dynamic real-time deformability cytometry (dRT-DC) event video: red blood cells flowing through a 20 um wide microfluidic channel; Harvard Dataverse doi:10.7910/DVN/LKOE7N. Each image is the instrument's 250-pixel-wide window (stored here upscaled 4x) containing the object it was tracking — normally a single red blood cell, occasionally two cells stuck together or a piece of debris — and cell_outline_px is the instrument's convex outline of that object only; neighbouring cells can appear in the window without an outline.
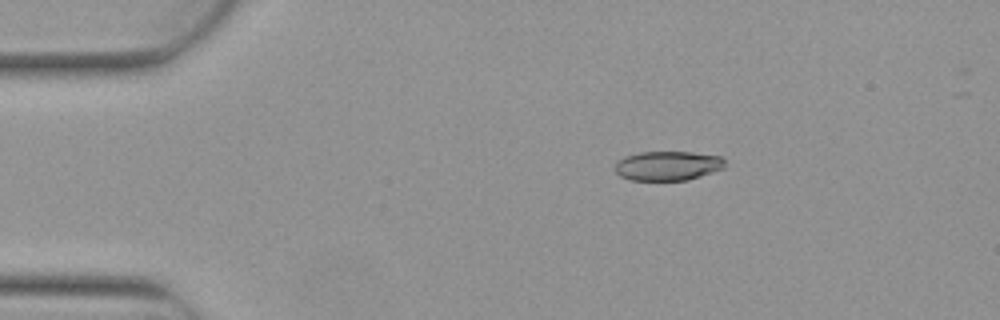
{"species": "Egyptian fruit bat (a non-hibernating species)", "species_latin": "Rousettus aegyptiacus", "temperature_condition": "warm", "stored_images_in_passage": 4, "camera_frame_rate_fps": 3000, "um_per_image_px": 0.085, "animal": {"sex": "female"}, "frame": {"image": 1, "passage_image": 1, "time_ms": 0.0, "image_size_px": [1000, 320], "cell_outline_px": [[724, 168], [688, 180], [628, 180], [620, 176], [616, 172], [616, 164], [624, 156], [640, 152], [692, 152], [720, 156], [724, 160]], "centroid_in_image_um": [56.75, 14.09], "position_along_channel_um": 28.2, "area_um2": 18.73}}
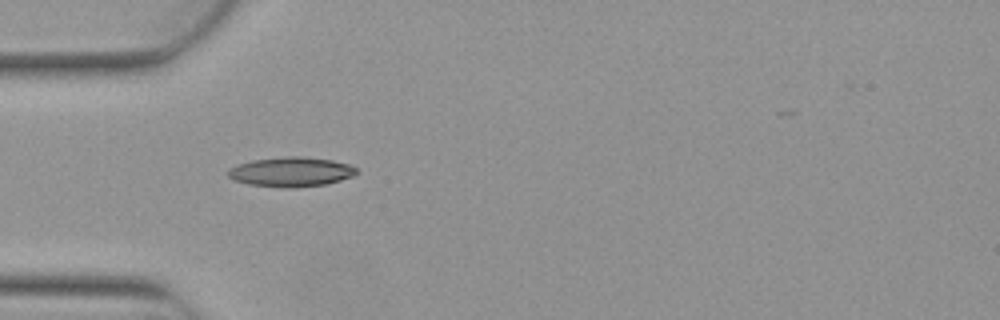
{"frame": {"image": 2, "passage_image": 3, "time_ms": 0.667, "image_size_px": [1000, 320], "cell_outline_px": [[356, 172], [352, 176], [328, 184], [288, 188], [284, 188], [248, 184], [232, 180], [228, 176], [228, 168], [236, 164], [252, 160], [288, 156], [304, 156], [332, 160], [348, 164], [356, 168]], "centroid_in_image_um": [24.69, 14.6], "position_along_channel_um": 60.3, "area_um2": 22.25}}
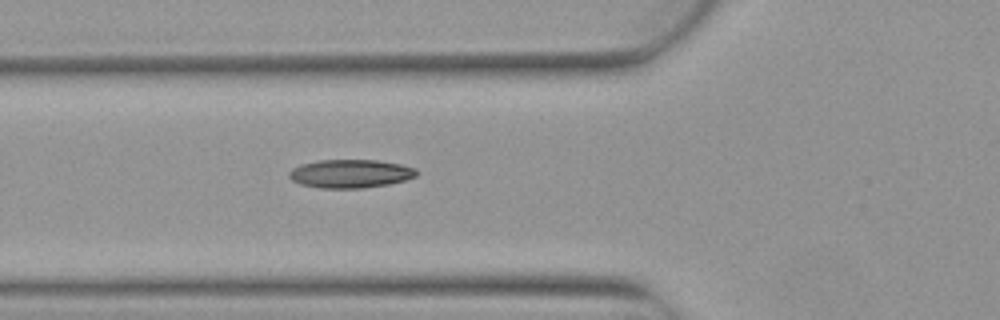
{"frame": {"image": 3, "passage_image": 4, "time_ms": 1.0, "image_size_px": [1000, 320], "cell_outline_px": [[420, 172], [416, 176], [404, 180], [388, 184], [364, 188], [320, 188], [300, 184], [292, 180], [288, 176], [288, 172], [292, 168], [300, 164], [320, 160], [376, 160], [400, 164], [416, 168]], "centroid_in_image_um": [29.78, 14.76], "position_along_channel_um": 96.0, "area_um2": 21.21}}